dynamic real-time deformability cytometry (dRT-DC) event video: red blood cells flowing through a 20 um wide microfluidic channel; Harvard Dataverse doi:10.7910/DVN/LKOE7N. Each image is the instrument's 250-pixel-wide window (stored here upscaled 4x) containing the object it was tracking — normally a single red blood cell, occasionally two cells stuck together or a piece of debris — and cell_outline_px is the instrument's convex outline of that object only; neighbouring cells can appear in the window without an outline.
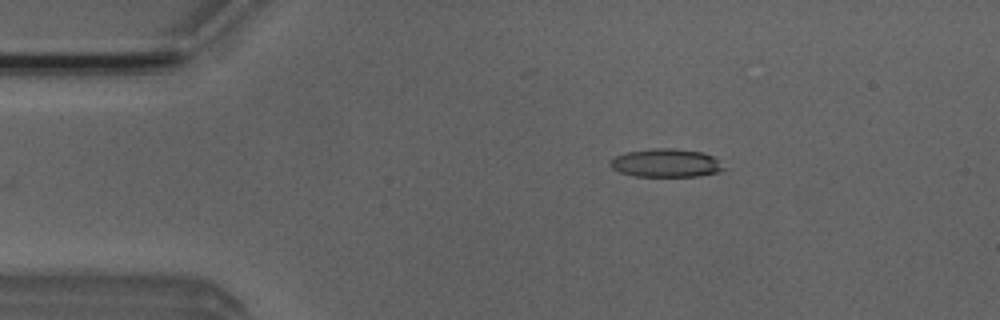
{"species": "Egyptian fruit bat (a non-hibernating species)", "species_latin": "Rousettus aegyptiacus", "temperature_condition": "room temperature", "stored_images_in_passage": 4, "camera_frame_rate_fps": 3000, "um_per_image_px": 0.085, "animal": {"sex": "male"}, "frame": {"image": 1, "passage_image": 4, "time_ms": 3.333, "image_size_px": [1000, 320], "cell_outline_px": [[728, 168], [720, 172], [700, 176], [632, 176], [620, 172], [612, 168], [608, 164], [608, 160], [624, 152], [652, 148], [672, 148], [700, 152], [712, 156]], "centroid_in_image_um": [56.59, 13.86], "position_along_channel_um": 28.4, "area_um2": 18.96}}